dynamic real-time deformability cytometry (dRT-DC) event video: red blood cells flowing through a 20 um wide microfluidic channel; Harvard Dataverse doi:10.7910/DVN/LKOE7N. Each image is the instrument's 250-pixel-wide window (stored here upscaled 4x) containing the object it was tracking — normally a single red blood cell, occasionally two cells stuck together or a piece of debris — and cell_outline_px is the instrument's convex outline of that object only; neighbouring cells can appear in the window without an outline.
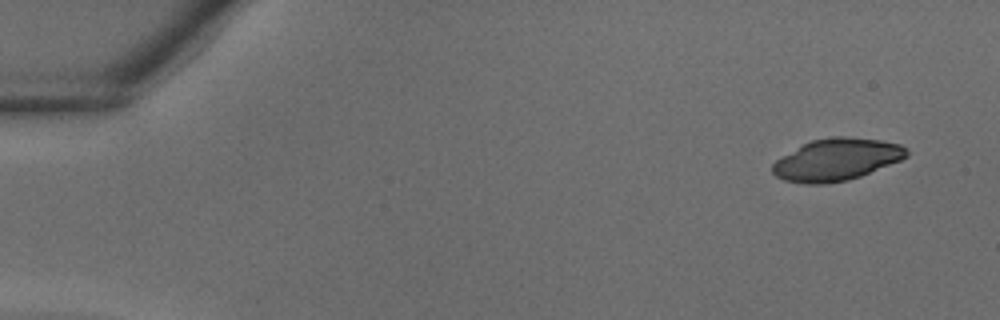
{"species": "common noctule bat (a hibernating species)", "species_latin": "Nyctalus noctula", "temperature_condition": "warm", "stored_images_in_passage": 9, "camera_frame_rate_fps": 3000, "um_per_image_px": 0.085, "animal": {"sex": "male", "body_mass_g": 18.8}, "frame": {"image": 1, "passage_image": 1, "time_ms": 0.0, "image_size_px": [1000, 320], "cell_outline_px": [[908, 156], [900, 160], [860, 176], [848, 180], [824, 184], [804, 184], [784, 180], [776, 176], [772, 172], [772, 164], [776, 160], [804, 144], [812, 140], [832, 136], [844, 136], [880, 140], [900, 144], [908, 148]], "centroid_in_image_um": [71.11, 13.57], "position_along_channel_um": 13.9, "area_um2": 32.66}}